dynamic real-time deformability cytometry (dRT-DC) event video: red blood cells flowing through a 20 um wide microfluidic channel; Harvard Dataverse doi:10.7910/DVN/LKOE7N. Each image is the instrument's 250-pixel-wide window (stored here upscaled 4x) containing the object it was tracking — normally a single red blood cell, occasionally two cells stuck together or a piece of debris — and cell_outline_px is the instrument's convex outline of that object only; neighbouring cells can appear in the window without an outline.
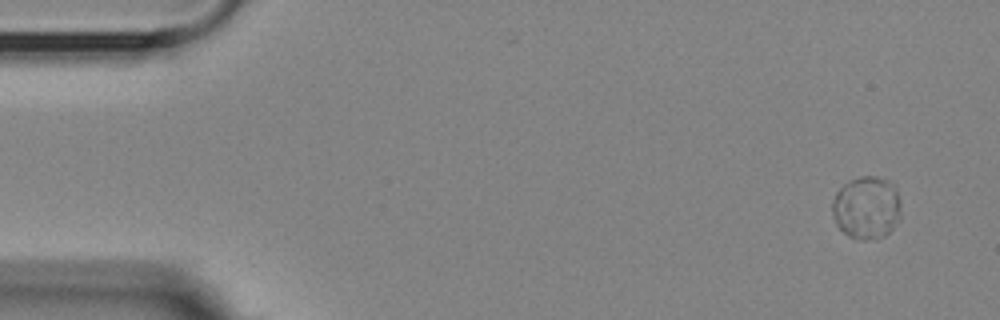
{"species": "Egyptian fruit bat (a non-hibernating species)", "species_latin": "Rousettus aegyptiacus", "temperature_condition": "room temperature", "stored_images_in_passage": 6, "camera_frame_rate_fps": 3000, "um_per_image_px": 0.085, "animal": {"sex": "female"}, "frame": {"image": 1, "passage_image": 1, "time_ms": 0.0, "image_size_px": [1000, 320], "cell_outline_px": [[900, 220], [884, 236], [864, 240], [860, 240], [848, 236], [836, 224], [832, 216], [832, 204], [836, 192], [844, 184], [860, 176], [872, 176], [888, 180], [896, 188], [900, 200]], "centroid_in_image_um": [73.66, 17.65], "position_along_channel_um": 11.3, "area_um2": 25.14}}